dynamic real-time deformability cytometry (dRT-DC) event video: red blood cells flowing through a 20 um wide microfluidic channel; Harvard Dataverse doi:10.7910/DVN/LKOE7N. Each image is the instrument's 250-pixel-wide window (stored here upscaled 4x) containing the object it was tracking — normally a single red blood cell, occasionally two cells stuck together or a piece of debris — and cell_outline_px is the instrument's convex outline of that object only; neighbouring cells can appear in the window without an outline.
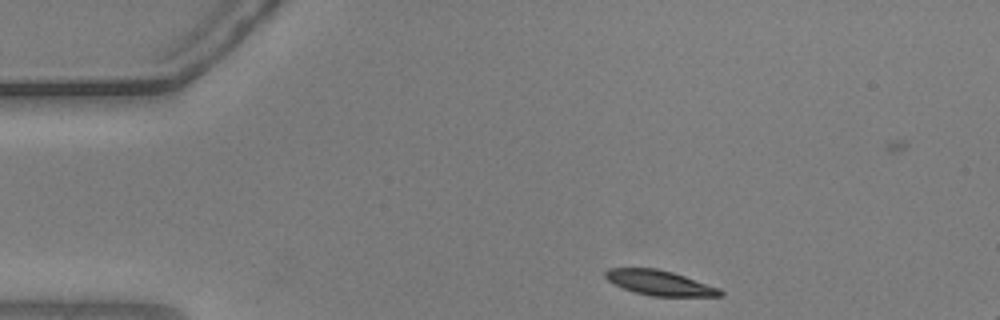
{"species": "common noctule bat (a hibernating species)", "species_latin": "Nyctalus noctula", "temperature_condition": "warm", "stored_images_in_passage": 48, "camera_frame_rate_fps": 3000, "um_per_image_px": 0.085, "animal": {"sex": "male", "body_mass_g": 20.5, "forearm_length_mm": 52.5}, "frame": {"image": 1, "passage_image": 1, "time_ms": 0.0, "image_size_px": [1000, 320], "cell_outline_px": [[724, 296], [652, 296], [636, 292], [624, 288], [608, 280], [604, 276], [604, 272], [608, 268], [656, 268], [672, 272], [720, 288], [724, 292]], "centroid_in_image_um": [56.09, 24.04], "position_along_channel_um": 28.9, "area_um2": 16.53}}
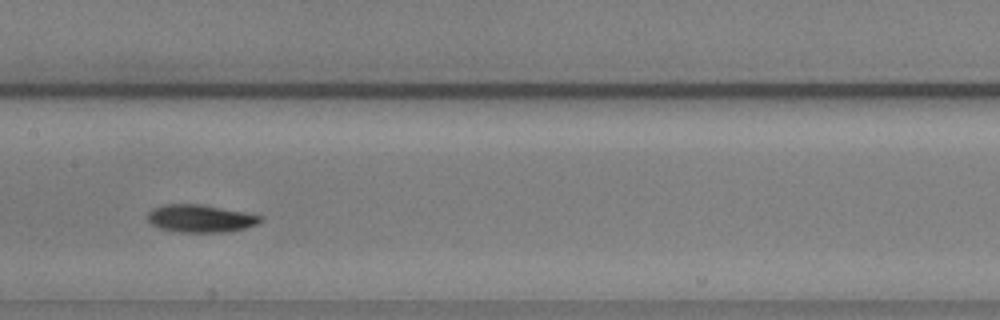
{"frame": {"image": 2, "passage_image": 19, "time_ms": 6.0, "image_size_px": [1000, 320], "cell_outline_px": [[260, 220], [256, 224], [244, 228], [224, 232], [180, 232], [160, 228], [152, 224], [148, 220], [148, 212], [152, 208], [160, 204], [200, 204], [244, 212], [260, 216]], "centroid_in_image_um": [16.96, 18.56], "position_along_channel_um": 190.4, "area_um2": 17.92}}
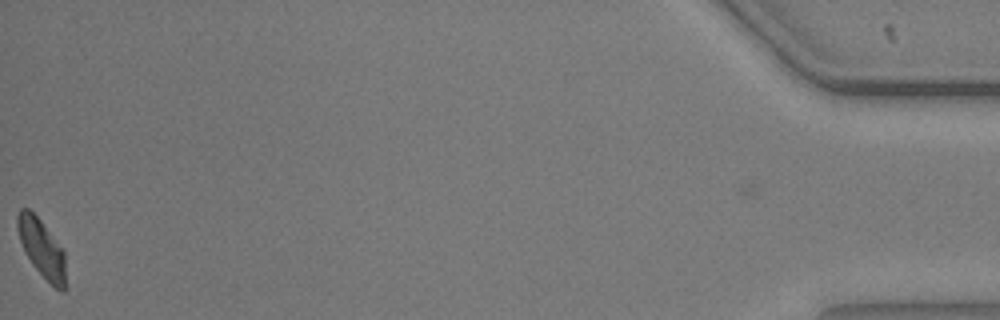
{"frame": {"image": 3, "passage_image": 47, "time_ms": 15.333, "image_size_px": [1000, 320], "cell_outline_px": [[64, 292], [60, 292], [32, 264], [20, 240], [16, 224], [16, 216], [20, 208], [28, 208], [40, 220], [64, 248]], "centroid_in_image_um": [3.54, 21.05], "position_along_channel_um": 431.7, "area_um2": 15.95}, "authors_computed_cell_mechanics": {"area_um2": 17.4267, "velocity_mm_per_s": 3.6508, "shape_relaxation_time_tau1_ms": 2.2374, "shape_relaxation_time_tau2_ms": null, "deformation_change_tau1": 0.1115, "deformation_change_tau2": null}}